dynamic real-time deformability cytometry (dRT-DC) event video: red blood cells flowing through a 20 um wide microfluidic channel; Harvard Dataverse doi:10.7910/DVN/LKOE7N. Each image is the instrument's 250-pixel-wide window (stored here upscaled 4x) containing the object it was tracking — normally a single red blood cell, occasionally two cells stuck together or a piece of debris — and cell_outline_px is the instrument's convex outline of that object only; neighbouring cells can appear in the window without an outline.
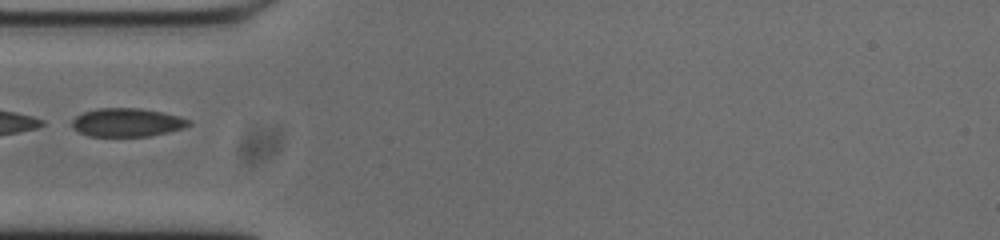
{"species": "common noctule bat (a hibernating species)", "species_latin": "Nyctalus noctula", "temperature_condition": "cold", "stored_images_in_passage": 19, "camera_frame_rate_fps": 3000, "um_per_image_px": 0.085, "animal": {"sex": "male", "body_mass_g": 20.0, "forearm_length_mm": 53.3}, "frame": {"image": 1, "passage_image": 1, "time_ms": 0.0, "image_size_px": [1000, 240], "cell_outline_px": [[192, 124], [184, 128], [168, 132], [148, 136], [88, 136], [72, 128], [72, 120], [76, 116], [84, 112], [100, 108], [140, 108], [180, 116], [188, 120]], "centroid_in_image_um": [10.8, 10.41], "position_along_channel_um": 74.2, "area_um2": 19.25}}